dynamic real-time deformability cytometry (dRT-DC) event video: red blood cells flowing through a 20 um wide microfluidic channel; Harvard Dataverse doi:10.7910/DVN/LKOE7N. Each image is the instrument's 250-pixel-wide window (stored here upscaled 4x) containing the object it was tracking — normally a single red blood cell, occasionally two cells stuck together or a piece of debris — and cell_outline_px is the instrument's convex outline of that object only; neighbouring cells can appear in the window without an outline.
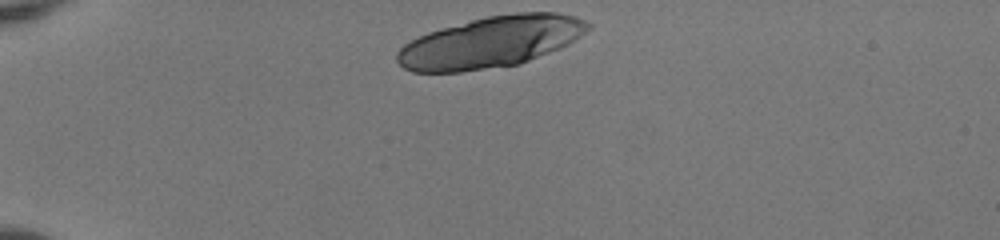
{"species": "human", "species_latin": "Homo sapiens", "temperature_condition": "room temperature", "stored_images_in_passage": 35, "camera_frame_rate_fps": 3000, "um_per_image_px": 0.085, "donor": {"sex": "female"}, "frame": {"image": 1, "passage_image": 1, "time_ms": 0.0, "image_size_px": [1000, 240], "cell_outline_px": [[592, 28], [568, 44], [520, 64], [460, 72], [412, 72], [404, 68], [396, 60], [396, 52], [404, 44], [428, 32], [472, 20], [488, 16], [516, 12], [556, 12], [576, 16], [592, 24]], "centroid_in_image_um": [41.73, 3.57], "position_along_channel_um": 43.3, "area_um2": 56.82}}